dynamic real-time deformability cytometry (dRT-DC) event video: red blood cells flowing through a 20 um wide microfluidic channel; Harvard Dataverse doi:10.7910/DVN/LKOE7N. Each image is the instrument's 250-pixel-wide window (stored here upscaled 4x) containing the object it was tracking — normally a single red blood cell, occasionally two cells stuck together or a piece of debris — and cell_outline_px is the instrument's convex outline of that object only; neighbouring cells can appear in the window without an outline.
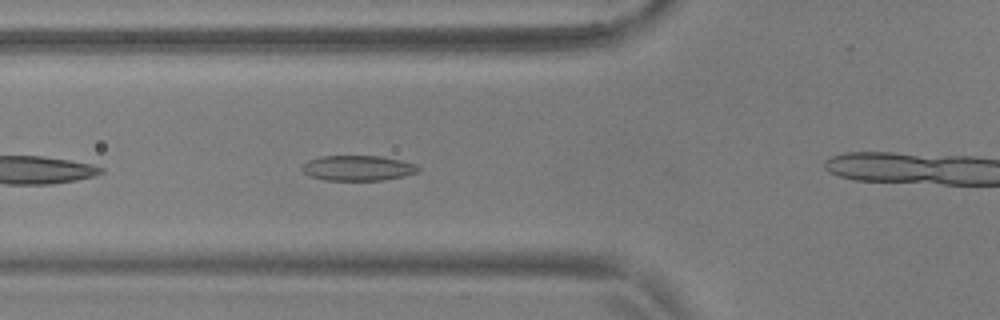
{"species": "common noctule bat (a hibernating species)", "species_latin": "Nyctalus noctula", "temperature_condition": "warm", "stored_images_in_passage": 17, "camera_frame_rate_fps": 3000, "um_per_image_px": 0.085, "animal": {"sex": "male", "body_mass_g": 17.9, "forearm_length_mm": 54.2}, "frame": {"image": 1, "passage_image": 5, "time_ms": 1.333, "image_size_px": [1000, 320], "cell_outline_px": [[420, 168], [416, 172], [404, 176], [384, 180], [324, 180], [312, 176], [304, 172], [300, 168], [308, 160], [320, 156], [380, 156], [400, 160], [416, 164]], "centroid_in_image_um": [30.41, 14.28], "position_along_channel_um": 95.4, "area_um2": 16.99}}
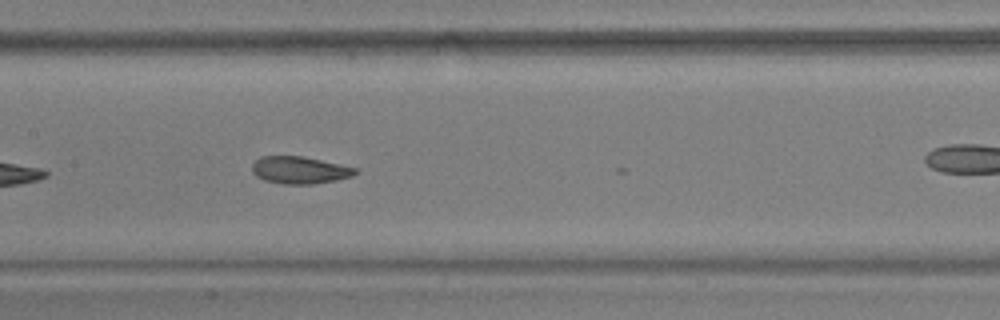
{"frame": {"image": 2, "passage_image": 12, "time_ms": 3.667, "image_size_px": [1000, 320], "cell_outline_px": [[360, 172], [352, 176], [336, 180], [312, 184], [284, 184], [264, 180], [256, 176], [252, 172], [252, 164], [260, 156], [300, 156], [360, 168]], "centroid_in_image_um": [25.5, 14.46], "position_along_channel_um": 181.9, "area_um2": 16.47}}